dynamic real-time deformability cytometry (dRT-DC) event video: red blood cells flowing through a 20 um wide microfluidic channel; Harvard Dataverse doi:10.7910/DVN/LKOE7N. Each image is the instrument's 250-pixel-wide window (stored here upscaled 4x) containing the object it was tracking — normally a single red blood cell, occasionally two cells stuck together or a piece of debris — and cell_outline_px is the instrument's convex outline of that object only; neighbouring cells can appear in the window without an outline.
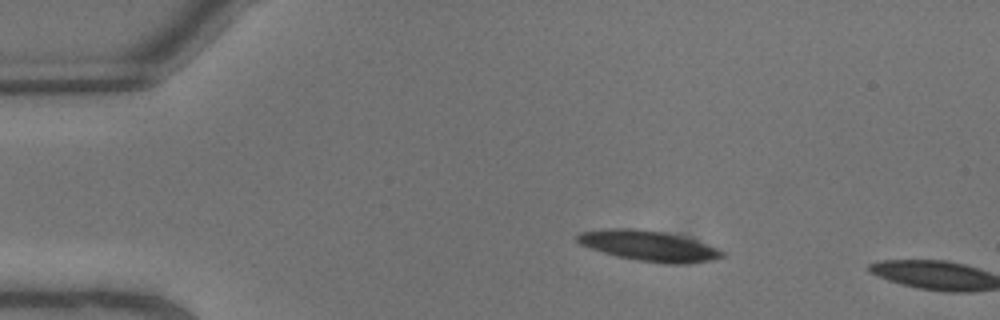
{"species": "common noctule bat (a hibernating species)", "species_latin": "Nyctalus noctula", "temperature_condition": "warm", "stored_images_in_passage": 4, "camera_frame_rate_fps": 3000, "um_per_image_px": 0.085, "animal": {"sex": "male", "body_mass_g": 13.3}, "frame": {"image": 1, "passage_image": 3, "time_ms": 0.667, "image_size_px": [1000, 320], "cell_outline_px": [[724, 256], [712, 260], [676, 264], [668, 264], [636, 260], [616, 256], [580, 244], [576, 240], [576, 236], [580, 232], [608, 228], [636, 228], [664, 232], [696, 240], [716, 248], [724, 252]], "centroid_in_image_um": [55.12, 20.89], "position_along_channel_um": 29.9, "area_um2": 25.43}}